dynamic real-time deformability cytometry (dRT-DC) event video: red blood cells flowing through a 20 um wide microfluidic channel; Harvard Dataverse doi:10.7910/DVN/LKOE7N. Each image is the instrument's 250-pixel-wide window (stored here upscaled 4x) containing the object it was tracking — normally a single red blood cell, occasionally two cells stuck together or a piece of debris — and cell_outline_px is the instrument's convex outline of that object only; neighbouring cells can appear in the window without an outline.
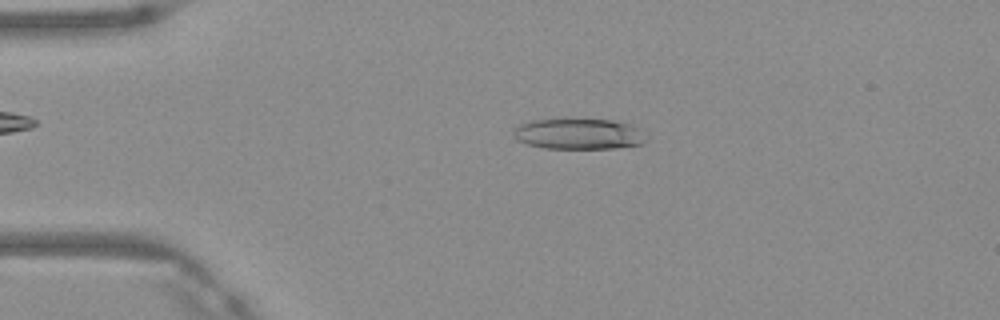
{"species": "Egyptian fruit bat (a non-hibernating species)", "species_latin": "Rousettus aegyptiacus", "temperature_condition": "warm", "stored_images_in_passage": 17, "camera_frame_rate_fps": 3000, "um_per_image_px": 0.085, "frame": {"image": 1, "passage_image": 10, "time_ms": 3.0, "image_size_px": [1000, 320], "cell_outline_px": [[648, 140], [640, 144], [612, 148], [544, 148], [528, 144], [516, 140], [512, 136], [512, 132], [520, 124], [532, 120], [564, 116], [612, 120], [628, 124], [636, 128]], "centroid_in_image_um": [49.09, 11.33], "position_along_channel_um": 35.9, "area_um2": 24.45}}